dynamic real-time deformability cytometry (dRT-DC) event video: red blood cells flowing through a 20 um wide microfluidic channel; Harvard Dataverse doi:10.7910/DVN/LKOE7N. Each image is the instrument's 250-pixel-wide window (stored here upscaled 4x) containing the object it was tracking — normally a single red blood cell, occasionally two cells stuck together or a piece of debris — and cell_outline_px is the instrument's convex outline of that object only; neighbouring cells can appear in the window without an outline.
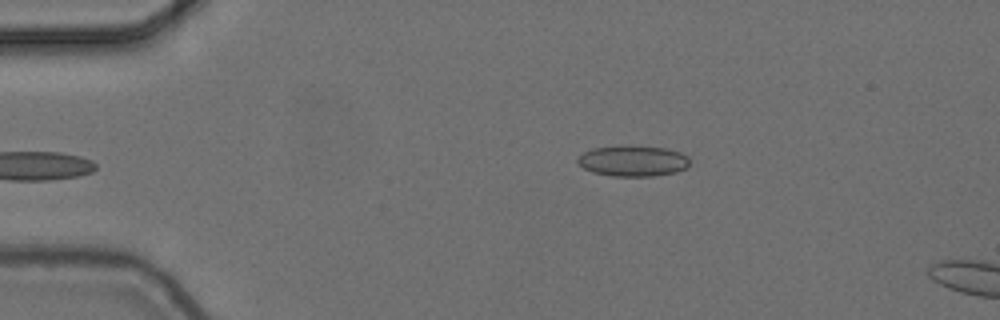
{"species": "common noctule bat (a hibernating species)", "species_latin": "Nyctalus noctula", "temperature_condition": "cold", "stored_images_in_passage": 4, "camera_frame_rate_fps": 3000, "um_per_image_px": 0.085, "animal": {"sex": "female", "body_mass_g": 24.6, "forearm_length_mm": 56.2}, "frame": {"image": 1, "passage_image": 4, "time_ms": 1.0, "image_size_px": [1000, 320], "cell_outline_px": [[688, 164], [684, 168], [676, 172], [652, 176], [612, 176], [592, 172], [584, 168], [576, 160], [584, 152], [592, 148], [628, 144], [664, 148], [680, 152], [688, 156]], "centroid_in_image_um": [53.78, 13.66], "position_along_channel_um": 31.2, "area_um2": 20.23}}